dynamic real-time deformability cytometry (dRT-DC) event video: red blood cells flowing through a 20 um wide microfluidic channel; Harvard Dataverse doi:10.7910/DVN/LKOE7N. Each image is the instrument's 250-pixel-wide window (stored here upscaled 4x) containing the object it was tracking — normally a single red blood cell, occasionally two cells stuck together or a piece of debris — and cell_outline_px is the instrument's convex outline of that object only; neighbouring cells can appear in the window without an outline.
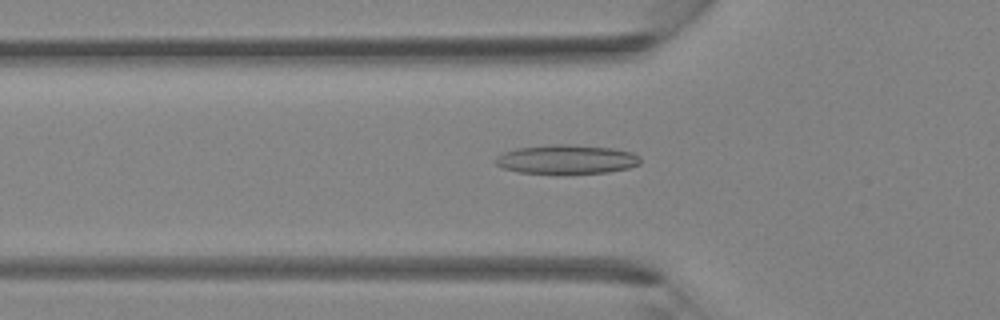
{"species": "Egyptian fruit bat (a non-hibernating species)", "species_latin": "Rousettus aegyptiacus", "temperature_condition": "room temperature", "stored_images_in_passage": 39, "camera_frame_rate_fps": 3000, "um_per_image_px": 0.085, "animal": {"sex": "female"}, "frame": {"image": 1, "passage_image": 13, "time_ms": 4.0, "image_size_px": [1000, 320], "cell_outline_px": [[640, 164], [628, 168], [608, 172], [556, 176], [520, 172], [504, 168], [496, 164], [492, 160], [496, 156], [504, 152], [516, 148], [556, 144], [568, 144], [612, 148], [632, 152], [640, 156]], "centroid_in_image_um": [48.13, 13.58], "position_along_channel_um": 77.7, "area_um2": 25.37}}
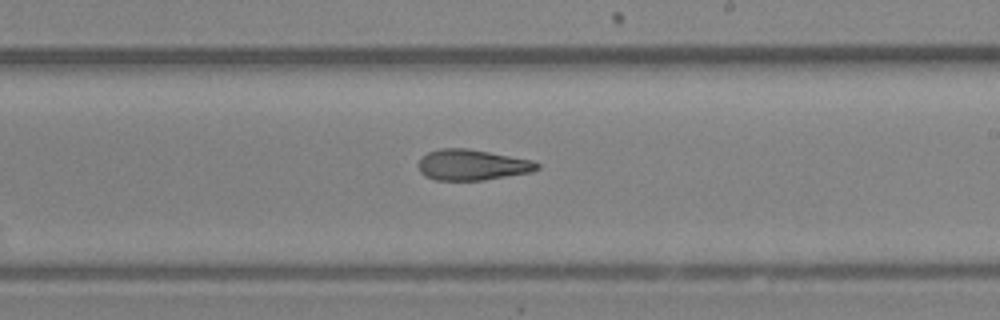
{"frame": {"image": 2, "passage_image": 23, "time_ms": 7.333, "image_size_px": [1000, 320], "cell_outline_px": [[540, 168], [532, 172], [480, 180], [436, 180], [424, 176], [420, 172], [420, 160], [428, 152], [440, 148], [468, 148], [532, 160], [540, 164]], "centroid_in_image_um": [40.15, 14.01], "position_along_channel_um": 248.9, "area_um2": 21.1}}
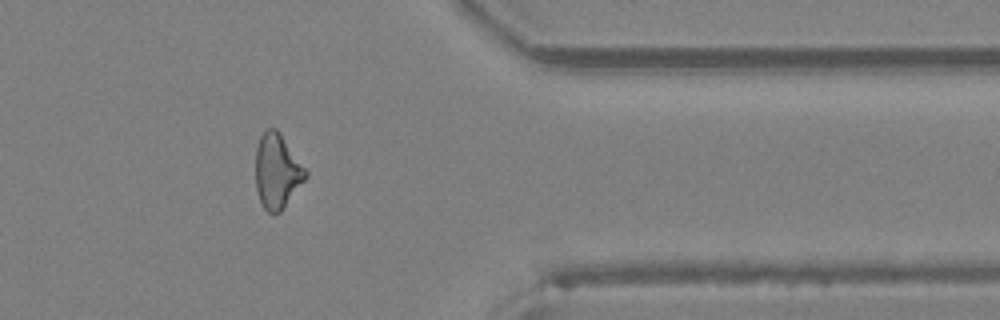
{"frame": {"image": 3, "passage_image": 32, "time_ms": 10.333, "image_size_px": [1000, 320], "cell_outline_px": [[308, 176], [280, 212], [268, 212], [264, 208], [260, 200], [256, 188], [256, 148], [260, 136], [268, 128], [276, 128], [280, 132], [308, 172]], "centroid_in_image_um": [23.56, 14.53], "position_along_channel_um": 387.8, "area_um2": 21.56}}